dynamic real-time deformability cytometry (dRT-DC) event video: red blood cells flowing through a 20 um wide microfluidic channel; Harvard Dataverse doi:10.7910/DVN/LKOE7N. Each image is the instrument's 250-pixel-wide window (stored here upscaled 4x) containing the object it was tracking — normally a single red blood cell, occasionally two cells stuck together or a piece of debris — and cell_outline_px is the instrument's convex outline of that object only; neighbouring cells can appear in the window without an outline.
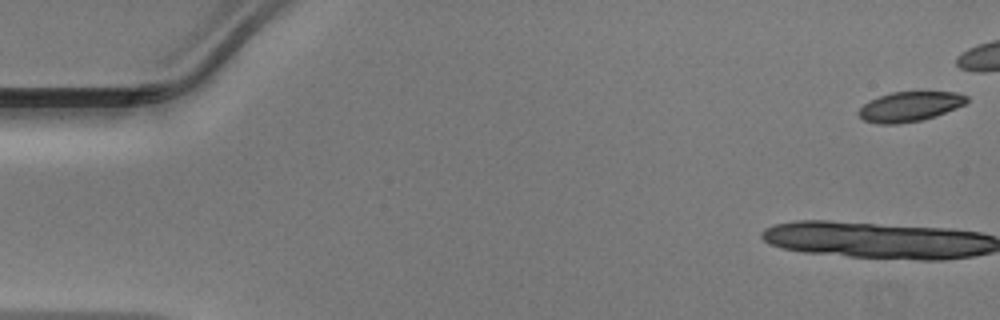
{"species": "Egyptian fruit bat (a non-hibernating species)", "species_latin": "Rousettus aegyptiacus", "temperature_condition": "warm", "stored_images_in_passage": 12, "camera_frame_rate_fps": 3000, "um_per_image_px": 0.085, "animal": {"sex": "male"}, "frame": {"image": 1, "passage_image": 1, "time_ms": 0.0, "image_size_px": [1000, 320], "cell_outline_px": [[968, 100], [964, 104], [936, 116], [920, 120], [896, 124], [880, 124], [864, 120], [856, 112], [868, 100], [892, 92], [956, 92], [968, 96]], "centroid_in_image_um": [77.3, 9.05], "position_along_channel_um": 7.7, "area_um2": 18.61}}